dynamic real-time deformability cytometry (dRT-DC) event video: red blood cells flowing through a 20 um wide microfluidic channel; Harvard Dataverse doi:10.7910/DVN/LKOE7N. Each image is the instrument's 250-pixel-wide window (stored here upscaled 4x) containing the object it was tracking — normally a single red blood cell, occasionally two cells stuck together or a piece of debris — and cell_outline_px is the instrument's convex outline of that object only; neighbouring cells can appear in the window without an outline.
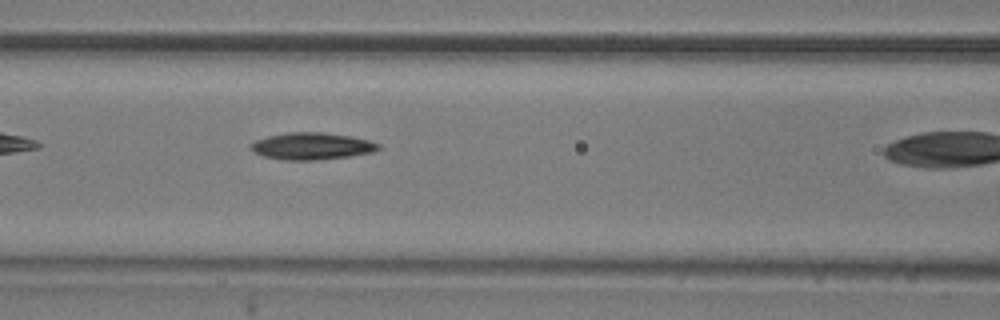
{"species": "common noctule bat (a hibernating species)", "species_latin": "Nyctalus noctula", "temperature_condition": "room temperature", "stored_images_in_passage": 9, "camera_frame_rate_fps": 3000, "um_per_image_px": 0.085, "animal": {"sex": "male", "body_mass_g": 20.5, "forearm_length_mm": 52.5}, "frame": {"image": 1, "passage_image": 8, "time_ms": 2.333, "image_size_px": [1000, 320], "cell_outline_px": [[380, 148], [372, 152], [348, 156], [316, 160], [284, 160], [264, 156], [252, 152], [252, 144], [256, 140], [268, 136], [288, 132], [320, 132], [348, 136], [368, 140], [380, 144]], "centroid_in_image_um": [26.49, 12.42], "position_along_channel_um": 140.1, "area_um2": 19.77}}